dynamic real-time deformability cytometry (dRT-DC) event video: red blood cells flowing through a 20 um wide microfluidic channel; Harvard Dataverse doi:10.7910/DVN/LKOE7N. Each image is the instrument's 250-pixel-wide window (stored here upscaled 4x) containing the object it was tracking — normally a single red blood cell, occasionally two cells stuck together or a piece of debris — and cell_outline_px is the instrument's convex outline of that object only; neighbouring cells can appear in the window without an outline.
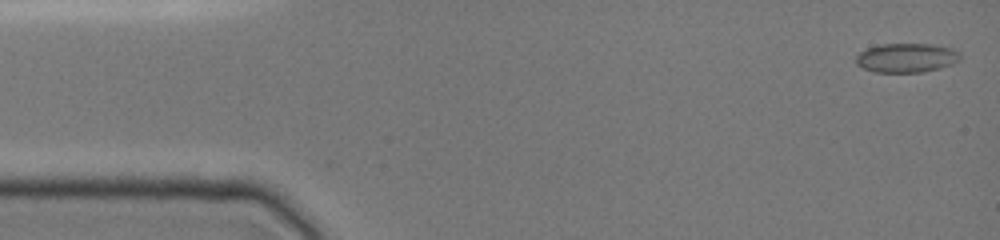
{"species": "common noctule bat (a hibernating species)", "species_latin": "Nyctalus noctula", "temperature_condition": "cold", "stored_images_in_passage": 44, "camera_frame_rate_fps": 3000, "um_per_image_px": 0.085, "animal": {"sex": "female", "body_mass_g": 19.0, "forearm_length_mm": 51.5}, "frame": {"image": 1, "passage_image": 1, "time_ms": 0.0, "image_size_px": [1000, 240], "cell_outline_px": [[960, 60], [952, 64], [940, 68], [924, 72], [876, 72], [864, 68], [856, 64], [856, 56], [860, 52], [868, 48], [880, 44], [932, 44], [956, 48], [960, 52]], "centroid_in_image_um": [77.1, 4.91], "position_along_channel_um": 7.9, "area_um2": 17.86}}
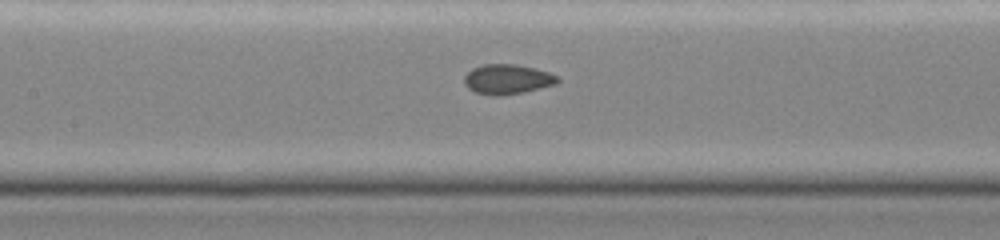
{"frame": {"image": 2, "passage_image": 20, "time_ms": 6.667, "image_size_px": [1000, 240], "cell_outline_px": [[560, 80], [556, 84], [524, 92], [496, 96], [492, 96], [476, 92], [468, 88], [464, 84], [464, 76], [472, 68], [484, 64], [516, 64], [536, 68], [560, 76]], "centroid_in_image_um": [43.14, 6.73], "position_along_channel_um": 164.3, "area_um2": 16.36}}
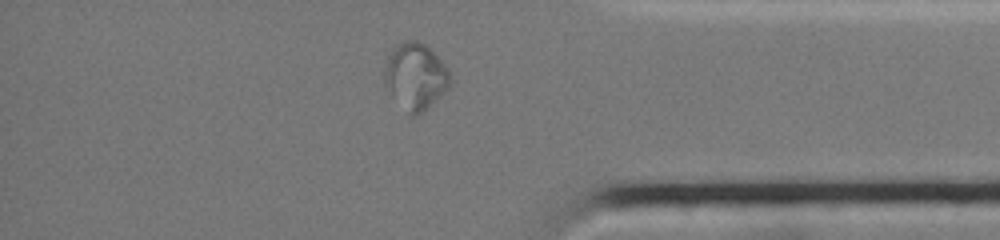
{"frame": {"image": 3, "passage_image": 37, "time_ms": 12.667, "image_size_px": [1000, 240], "cell_outline_px": [[452, 80], [448, 88], [416, 116], [412, 116], [392, 96], [384, 84], [384, 72], [388, 56], [396, 44], [404, 40], [416, 40], [424, 44], [440, 60], [448, 72]], "centroid_in_image_um": [35.28, 6.46], "position_along_channel_um": 399.9, "area_um2": 24.8}}